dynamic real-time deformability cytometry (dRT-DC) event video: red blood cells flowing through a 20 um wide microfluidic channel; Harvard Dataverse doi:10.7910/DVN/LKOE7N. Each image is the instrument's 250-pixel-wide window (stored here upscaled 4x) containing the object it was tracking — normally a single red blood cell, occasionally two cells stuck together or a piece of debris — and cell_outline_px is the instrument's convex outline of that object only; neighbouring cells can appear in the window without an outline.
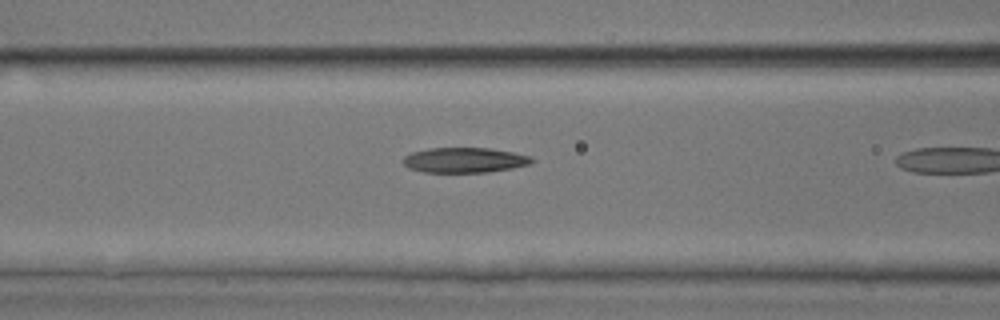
{"species": "common noctule bat (a hibernating species)", "species_latin": "Nyctalus noctula", "temperature_condition": "room temperature", "stored_images_in_passage": 10, "camera_frame_rate_fps": 3000, "um_per_image_px": 0.085, "animal": {"sex": "male", "body_mass_g": 17.9, "forearm_length_mm": 54.2}, "frame": {"image": 1, "passage_image": 9, "time_ms": 2.667, "image_size_px": [1000, 320], "cell_outline_px": [[536, 160], [532, 164], [512, 168], [488, 172], [424, 172], [408, 168], [404, 164], [404, 156], [412, 152], [428, 148], [492, 148], [532, 156]], "centroid_in_image_um": [39.53, 13.6], "position_along_channel_um": 127.1, "area_um2": 18.96}}